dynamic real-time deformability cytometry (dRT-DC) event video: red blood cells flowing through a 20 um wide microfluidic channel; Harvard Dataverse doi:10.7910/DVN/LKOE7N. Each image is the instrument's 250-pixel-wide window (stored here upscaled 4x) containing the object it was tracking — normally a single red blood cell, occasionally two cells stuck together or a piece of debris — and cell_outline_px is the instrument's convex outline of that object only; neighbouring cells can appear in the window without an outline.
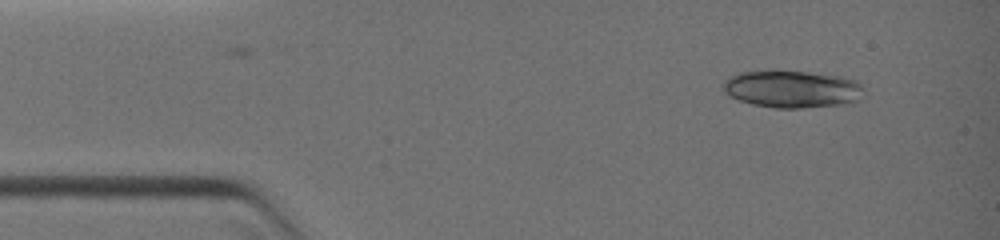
{"species": "common noctule bat (a hibernating species)", "species_latin": "Nyctalus noctula", "temperature_condition": "warm", "stored_images_in_passage": 41, "camera_frame_rate_fps": 3000, "um_per_image_px": 0.085, "animal": {"sex": "female", "body_mass_g": 19.0, "forearm_length_mm": 51.5}, "frame": {"image": 1, "passage_image": 1, "time_ms": 0.0, "image_size_px": [1000, 240], "cell_outline_px": [[860, 88], [856, 100], [836, 104], [796, 108], [776, 108], [752, 104], [740, 100], [732, 96], [724, 88], [724, 84], [732, 76], [740, 72], [808, 72], [840, 76], [856, 80], [860, 84]], "centroid_in_image_um": [67.31, 7.57], "position_along_channel_um": 17.7, "area_um2": 29.13}}